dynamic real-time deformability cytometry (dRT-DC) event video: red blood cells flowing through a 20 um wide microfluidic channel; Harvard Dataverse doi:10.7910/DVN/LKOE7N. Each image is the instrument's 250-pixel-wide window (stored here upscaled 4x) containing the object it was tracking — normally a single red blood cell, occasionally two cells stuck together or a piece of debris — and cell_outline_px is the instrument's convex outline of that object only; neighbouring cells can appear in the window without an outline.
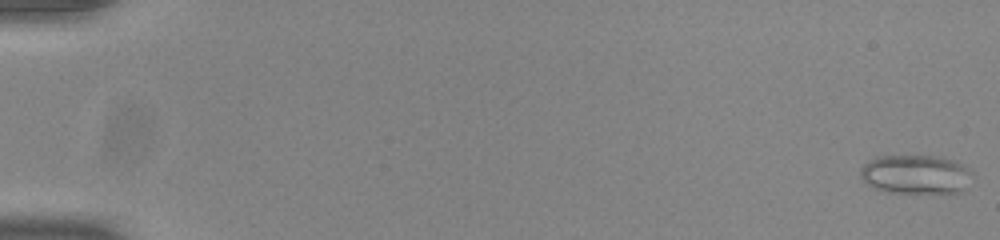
{"species": "common noctule bat (a hibernating species)", "species_latin": "Nyctalus noctula", "temperature_condition": "room temperature", "stored_images_in_passage": 54, "camera_frame_rate_fps": 3000, "um_per_image_px": 0.085, "animal": {"sex": "male", "body_mass_g": 20.0, "forearm_length_mm": 53.3}, "frame": {"image": 1, "passage_image": 1, "time_ms": 0.0, "image_size_px": [1000, 240], "cell_outline_px": [[972, 172], [960, 192], [888, 192], [876, 188], [868, 184], [860, 176], [860, 168], [864, 164], [876, 156], [932, 156], [952, 160], [968, 168]], "centroid_in_image_um": [77.77, 14.81], "position_along_channel_um": 7.2, "area_um2": 24.8}}
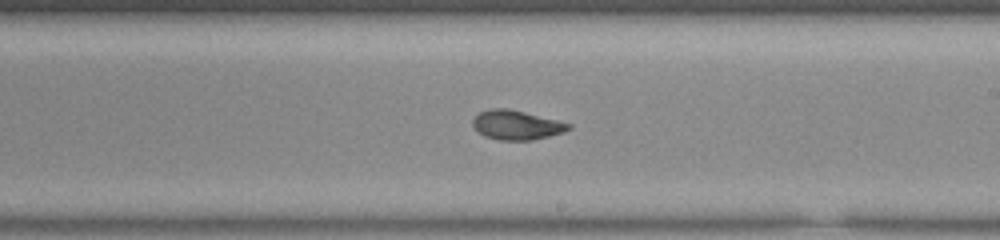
{"frame": {"image": 2, "passage_image": 33, "time_ms": 10.667, "image_size_px": [1000, 240], "cell_outline_px": [[572, 128], [564, 132], [532, 140], [500, 140], [484, 136], [472, 124], [472, 120], [480, 112], [492, 108], [508, 108], [572, 124]], "centroid_in_image_um": [43.91, 10.63], "position_along_channel_um": 245.1, "area_um2": 16.18}}
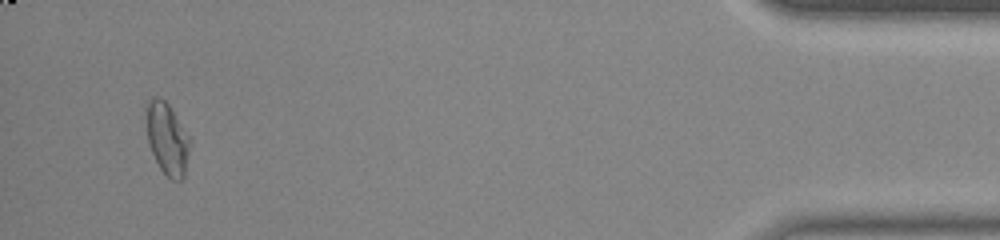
{"frame": {"image": 3, "passage_image": 52, "time_ms": 17.0, "image_size_px": [1000, 240], "cell_outline_px": [[188, 152], [184, 176], [180, 180], [172, 180], [160, 168], [152, 152], [148, 140], [148, 100], [152, 96], [160, 96], [168, 104], [188, 136]], "centroid_in_image_um": [14.2, 11.79], "position_along_channel_um": 421.0, "area_um2": 17.34}, "authors_computed_cell_mechanics": {"area_um2": 17.4556, "velocity_mm_per_s": 3.8666, "shape_relaxation_time_tau1_ms": null, "shape_relaxation_time_tau2_ms": 1.2358, "deformation_change_tau1": null, "deformation_change_tau2": 0.0615}}